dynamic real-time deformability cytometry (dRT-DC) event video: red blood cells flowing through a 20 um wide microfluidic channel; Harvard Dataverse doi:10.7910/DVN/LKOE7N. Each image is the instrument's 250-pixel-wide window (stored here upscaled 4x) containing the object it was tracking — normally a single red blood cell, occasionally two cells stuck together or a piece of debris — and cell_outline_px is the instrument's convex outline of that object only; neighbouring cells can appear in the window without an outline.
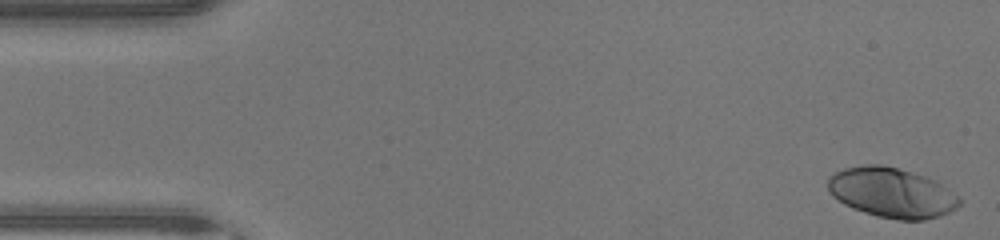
{"species": "human", "species_latin": "Homo sapiens", "temperature_condition": "warm", "stored_images_in_passage": 46, "camera_frame_rate_fps": 3000, "um_per_image_px": 0.085, "donor": {"sex": "male"}, "frame": {"image": 1, "passage_image": 1, "time_ms": 0.0, "image_size_px": [1000, 240], "cell_outline_px": [[960, 204], [956, 208], [940, 216], [924, 220], [900, 220], [876, 216], [852, 208], [844, 204], [832, 196], [828, 188], [828, 176], [832, 172], [844, 168], [864, 164], [884, 164], [924, 176], [936, 180], [956, 196], [960, 200]], "centroid_in_image_um": [75.74, 16.37], "position_along_channel_um": 9.3, "area_um2": 38.26}}
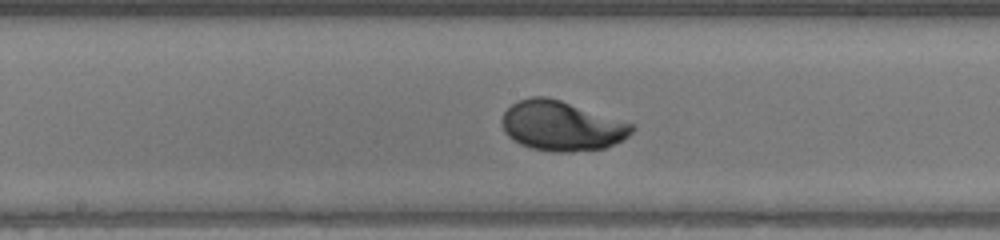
{"frame": {"image": 2, "passage_image": 23, "time_ms": 7.333, "image_size_px": [1000, 240], "cell_outline_px": [[636, 128], [624, 140], [604, 148], [572, 152], [552, 152], [532, 148], [520, 144], [512, 140], [504, 132], [500, 120], [504, 112], [512, 104], [520, 100], [532, 96], [548, 96], [636, 124]], "centroid_in_image_um": [47.75, 10.7], "position_along_channel_um": 200.4, "area_um2": 38.09}}
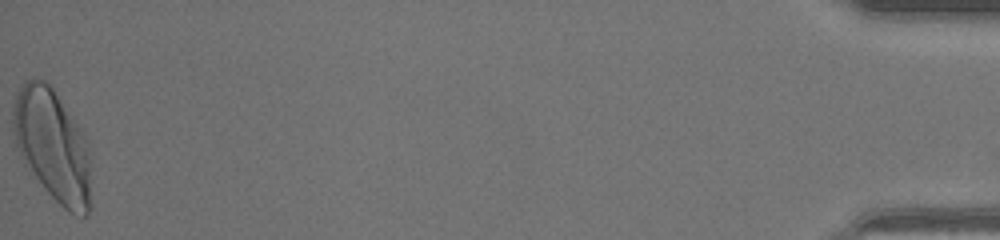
{"frame": {"image": 3, "passage_image": 46, "time_ms": 15.0, "image_size_px": [1000, 240], "cell_outline_px": [[92, 208], [84, 216], [68, 212], [44, 188], [24, 164], [16, 144], [12, 132], [12, 108], [16, 96], [20, 88], [28, 80], [36, 76], [44, 80], [52, 88], [84, 132], [88, 140]], "centroid_in_image_um": [4.48, 12.37], "position_along_channel_um": 430.7, "area_um2": 51.27}, "authors_computed_cell_mechanics": {"area_um2": 36.9342, "velocity_mm_per_s": 4.4525, "shape_relaxation_time_tau1_ms": 2.0396, "shape_relaxation_time_tau2_ms": null, "deformation_change_tau1": 0.1916, "deformation_change_tau2": null}}